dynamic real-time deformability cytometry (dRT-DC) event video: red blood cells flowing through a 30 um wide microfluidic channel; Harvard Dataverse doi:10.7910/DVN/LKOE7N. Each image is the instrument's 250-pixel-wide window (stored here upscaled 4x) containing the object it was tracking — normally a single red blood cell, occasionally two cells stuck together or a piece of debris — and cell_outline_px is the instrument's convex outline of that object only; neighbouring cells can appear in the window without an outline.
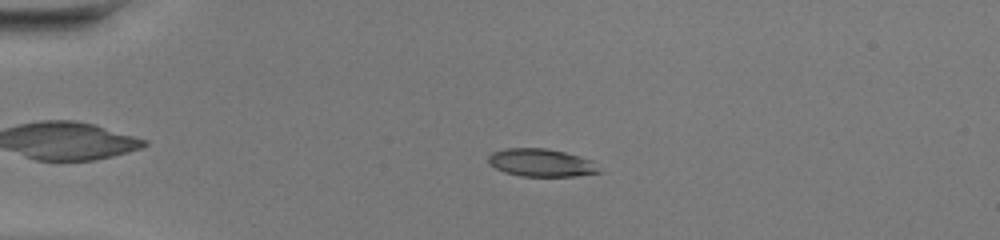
{"species": "common noctule bat (a hibernating species)", "species_latin": "Nyctalus noctula", "temperature_condition": "warm", "stored_images_in_passage": 48, "camera_frame_rate_fps": 3000, "um_per_image_px": 0.085, "animal": {"sex": "female", "body_mass_g": 20.0, "forearm_length_mm": 54.0}, "frame": {"image": 1, "passage_image": 12, "time_ms": 3.667, "image_size_px": [1000, 240], "cell_outline_px": [[604, 172], [576, 176], [520, 176], [504, 172], [488, 164], [488, 156], [492, 152], [504, 148], [548, 148], [580, 156], [592, 160]], "centroid_in_image_um": [46.02, 13.83], "position_along_channel_um": 39.0, "area_um2": 18.21}}
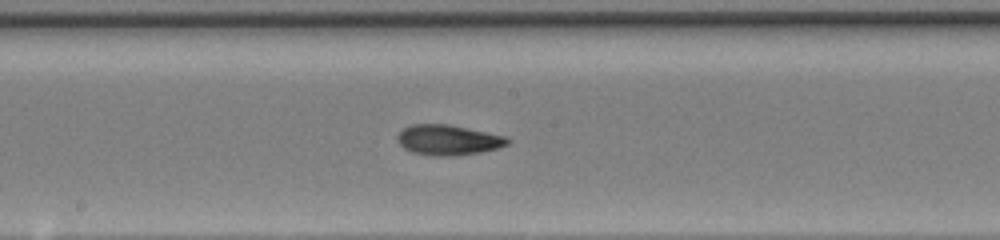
{"frame": {"image": 2, "passage_image": 27, "time_ms": 8.667, "image_size_px": [1000, 240], "cell_outline_px": [[512, 140], [508, 144], [496, 148], [480, 152], [452, 156], [432, 156], [412, 152], [404, 148], [396, 140], [396, 136], [404, 128], [412, 124], [448, 124], [508, 136]], "centroid_in_image_um": [38.1, 11.89], "position_along_channel_um": 210.1, "area_um2": 19.54}}
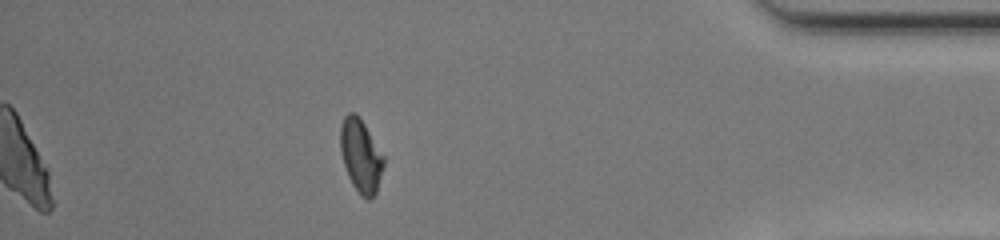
{"frame": {"image": 3, "passage_image": 43, "time_ms": 14.0, "image_size_px": [1000, 240], "cell_outline_px": [[384, 164], [376, 192], [368, 200], [360, 196], [352, 184], [348, 176], [340, 152], [340, 124], [344, 116], [348, 112], [356, 112], [364, 124], [384, 156]], "centroid_in_image_um": [30.64, 13.22], "position_along_channel_um": 404.6, "area_um2": 18.44}, "authors_computed_cell_mechanics": {"area_um2": 18.4671, "velocity_mm_per_s": 4.3459, "shape_relaxation_time_tau1_ms": 4.914, "shape_relaxation_time_tau2_ms": 1.7906, "deformation_change_tau1": 0.2082, "deformation_change_tau2": 0.0854}}